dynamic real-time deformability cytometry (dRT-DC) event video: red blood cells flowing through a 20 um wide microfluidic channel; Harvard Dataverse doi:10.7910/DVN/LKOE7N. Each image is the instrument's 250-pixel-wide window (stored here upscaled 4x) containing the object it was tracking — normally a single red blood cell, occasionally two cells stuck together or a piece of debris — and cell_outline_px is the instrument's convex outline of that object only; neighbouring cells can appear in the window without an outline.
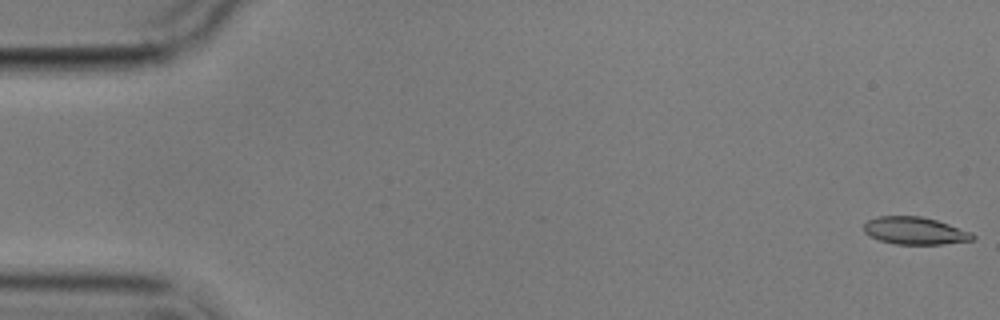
{"species": "common noctule bat (a hibernating species)", "species_latin": "Nyctalus noctula", "temperature_condition": "cold", "stored_images_in_passage": 9, "camera_frame_rate_fps": 3000, "um_per_image_px": 0.085, "animal": {"sex": "male", "body_mass_g": 17.9}, "frame": {"image": 1, "passage_image": 1, "time_ms": 0.0, "image_size_px": [1000, 320], "cell_outline_px": [[976, 236], [972, 240], [940, 244], [896, 244], [880, 240], [864, 232], [864, 224], [868, 220], [876, 216], [920, 216], [936, 220], [972, 232]], "centroid_in_image_um": [77.76, 19.6], "position_along_channel_um": 7.2, "area_um2": 17.22}}
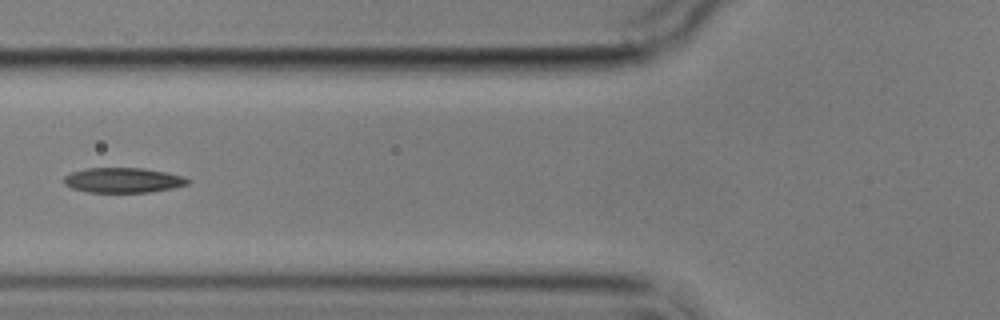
{"frame": {"image": 2, "passage_image": 7, "time_ms": 7.0, "image_size_px": [1000, 320], "cell_outline_px": [[192, 180], [188, 184], [172, 188], [148, 192], [88, 192], [72, 188], [64, 184], [64, 176], [72, 172], [88, 168], [144, 168], [184, 176]], "centroid_in_image_um": [10.47, 15.31], "position_along_channel_um": 115.3, "area_um2": 17.98}}
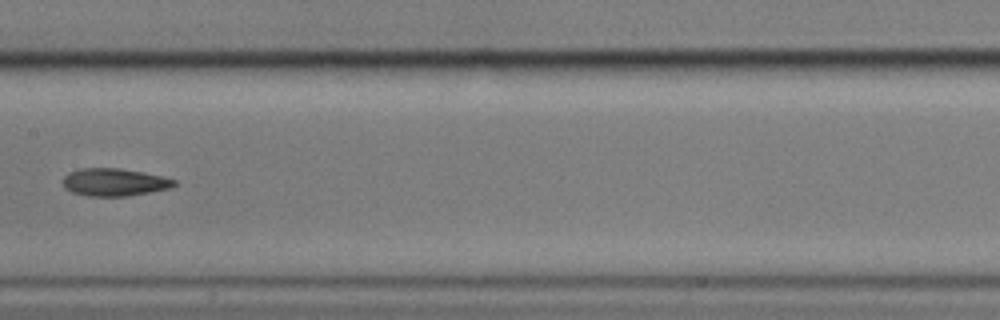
{"frame": {"image": 3, "passage_image": 9, "time_ms": 9.333, "image_size_px": [1000, 320], "cell_outline_px": [[176, 184], [168, 188], [128, 196], [88, 196], [72, 192], [64, 188], [64, 176], [68, 172], [80, 168], [120, 168], [144, 172], [176, 180]], "centroid_in_image_um": [9.68, 15.48], "position_along_channel_um": 197.7, "area_um2": 17.8}}